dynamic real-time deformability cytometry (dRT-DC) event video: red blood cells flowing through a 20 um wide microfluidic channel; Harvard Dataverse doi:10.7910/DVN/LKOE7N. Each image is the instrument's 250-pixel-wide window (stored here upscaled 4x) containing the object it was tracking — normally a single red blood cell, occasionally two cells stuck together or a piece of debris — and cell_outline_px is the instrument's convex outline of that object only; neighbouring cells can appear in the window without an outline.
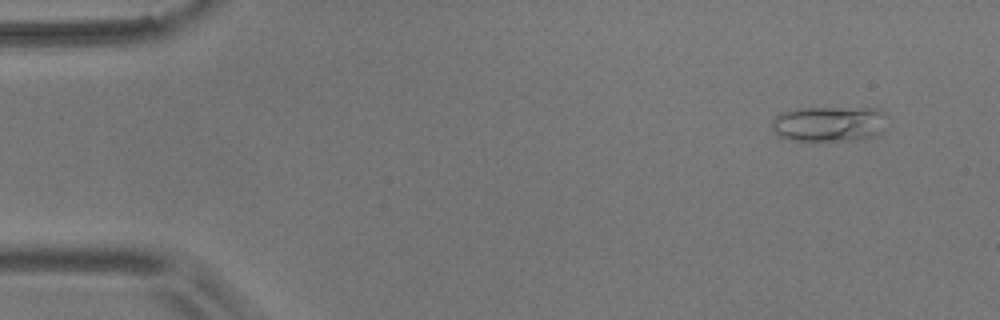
{"species": "common noctule bat (a hibernating species)", "species_latin": "Nyctalus noctula", "temperature_condition": "room temperature", "stored_images_in_passage": 9, "camera_frame_rate_fps": 3000, "um_per_image_px": 0.085, "animal": {"sex": "male", "body_mass_g": 17.9}, "frame": {"image": 1, "passage_image": 5, "time_ms": 1.333, "image_size_px": [1000, 320], "cell_outline_px": [[888, 128], [876, 136], [856, 140], [788, 140], [776, 136], [772, 128], [772, 120], [780, 112], [796, 108], [880, 108], [888, 116]], "centroid_in_image_um": [70.54, 10.52], "position_along_channel_um": 14.5, "area_um2": 24.51}}